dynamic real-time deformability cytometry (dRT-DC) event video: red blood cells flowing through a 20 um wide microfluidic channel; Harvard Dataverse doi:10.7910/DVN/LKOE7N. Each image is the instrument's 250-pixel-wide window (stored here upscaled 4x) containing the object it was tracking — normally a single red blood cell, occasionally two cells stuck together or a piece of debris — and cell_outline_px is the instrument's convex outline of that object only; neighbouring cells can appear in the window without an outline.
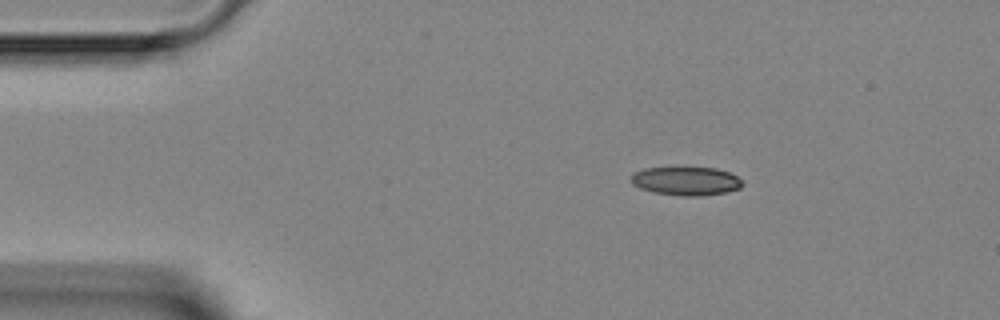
{"species": "Egyptian fruit bat (a non-hibernating species)", "species_latin": "Rousettus aegyptiacus", "temperature_condition": "room temperature", "stored_images_in_passage": 6, "camera_frame_rate_fps": 3000, "um_per_image_px": 0.085, "animal": {"sex": "female"}, "frame": {"image": 1, "passage_image": 1, "time_ms": 0.0, "image_size_px": [1000, 320], "cell_outline_px": [[744, 184], [740, 188], [728, 192], [700, 196], [684, 196], [656, 192], [640, 188], [632, 184], [632, 172], [644, 168], [676, 164], [680, 164], [716, 168], [728, 172], [736, 176]], "centroid_in_image_um": [58.29, 15.32], "position_along_channel_um": 26.7, "area_um2": 19.48}}
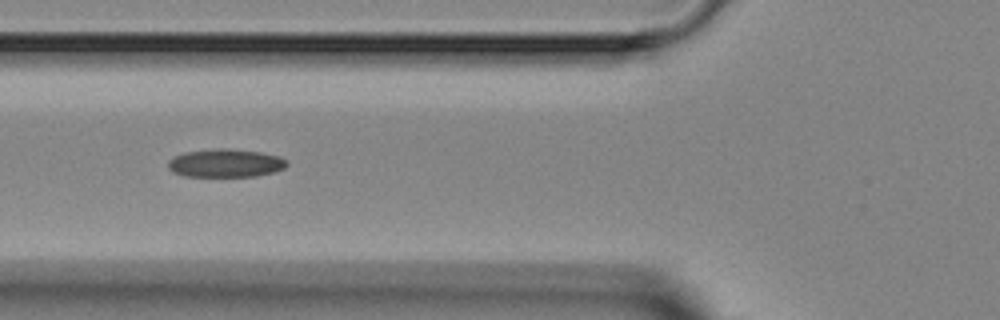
{"frame": {"image": 2, "passage_image": 3, "time_ms": 3.333, "image_size_px": [1000, 320], "cell_outline_px": [[288, 164], [284, 168], [276, 172], [256, 176], [184, 176], [172, 172], [168, 168], [168, 160], [172, 156], [184, 152], [220, 148], [224, 148], [260, 152], [280, 156], [288, 160]], "centroid_in_image_um": [19.17, 13.86], "position_along_channel_um": 106.6, "area_um2": 19.71}}
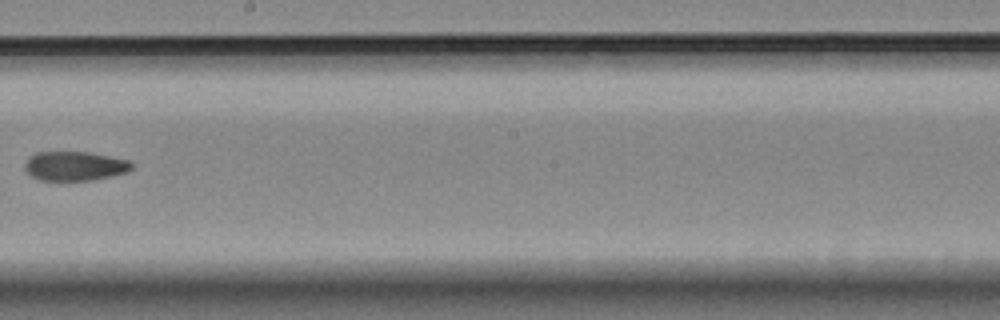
{"frame": {"image": 3, "passage_image": 6, "time_ms": 6.667, "image_size_px": [1000, 320], "cell_outline_px": [[132, 168], [124, 172], [112, 176], [92, 180], [40, 180], [32, 176], [24, 168], [24, 164], [36, 152], [88, 152], [128, 160], [132, 164]], "centroid_in_image_um": [6.34, 14.11], "position_along_channel_um": 241.9, "area_um2": 17.92}}